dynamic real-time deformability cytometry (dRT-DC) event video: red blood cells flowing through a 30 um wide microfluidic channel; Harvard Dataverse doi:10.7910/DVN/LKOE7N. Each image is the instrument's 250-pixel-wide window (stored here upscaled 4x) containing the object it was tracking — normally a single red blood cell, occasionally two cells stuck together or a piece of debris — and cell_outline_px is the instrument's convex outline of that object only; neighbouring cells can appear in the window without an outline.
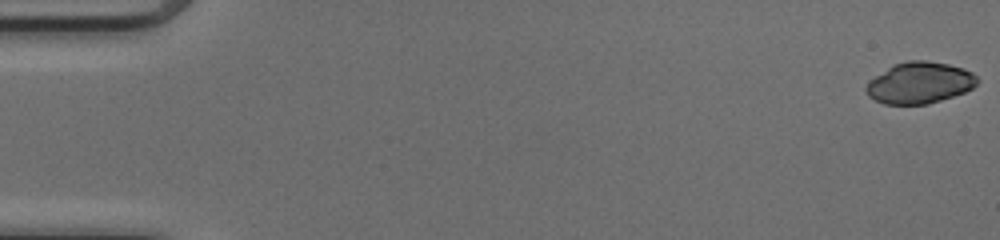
{"species": "common noctule bat (a hibernating species)", "species_latin": "Nyctalus noctula", "temperature_condition": "cold", "stored_images_in_passage": 50, "camera_frame_rate_fps": 3000, "um_per_image_px": 0.085, "animal": {"sex": "female", "body_mass_g": 17.0, "forearm_length_mm": 48.0}, "frame": {"image": 1, "passage_image": 1, "time_ms": 0.0, "image_size_px": [1000, 240], "cell_outline_px": [[980, 80], [972, 88], [964, 92], [928, 104], [884, 104], [868, 96], [864, 88], [868, 80], [892, 64], [908, 60], [924, 60], [948, 64], [964, 68], [972, 72]], "centroid_in_image_um": [78.13, 7.03], "position_along_channel_um": 6.9, "area_um2": 26.99}}